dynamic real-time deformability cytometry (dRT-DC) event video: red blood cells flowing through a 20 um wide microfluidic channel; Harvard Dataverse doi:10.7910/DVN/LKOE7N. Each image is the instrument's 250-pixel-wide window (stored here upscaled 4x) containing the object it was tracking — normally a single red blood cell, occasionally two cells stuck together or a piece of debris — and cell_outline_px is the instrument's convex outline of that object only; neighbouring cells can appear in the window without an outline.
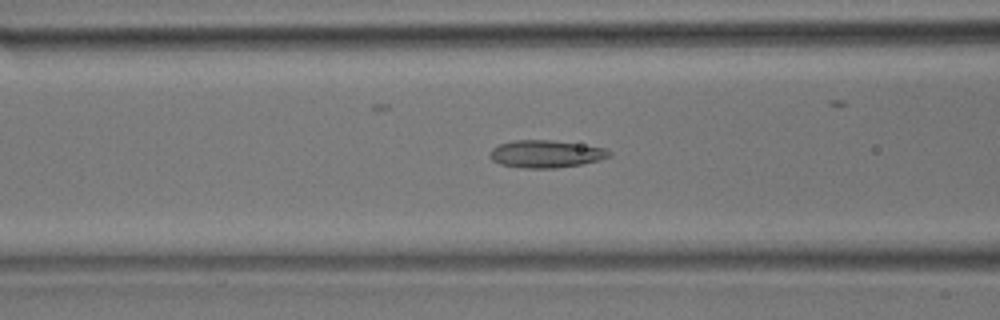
{"species": "common noctule bat (a hibernating species)", "species_latin": "Nyctalus noctula", "temperature_condition": "room temperature", "stored_images_in_passage": 33, "camera_frame_rate_fps": 3000, "um_per_image_px": 0.085, "animal": {"sex": "male", "body_mass_g": 17.9}, "frame": {"image": 1, "passage_image": 8, "time_ms": 2.333, "image_size_px": [1000, 320], "cell_outline_px": [[612, 156], [580, 164], [556, 168], [524, 168], [500, 164], [492, 160], [488, 156], [492, 148], [500, 144], [516, 140], [552, 140], [604, 148], [612, 152]], "centroid_in_image_um": [46.37, 13.08], "position_along_channel_um": 120.2, "area_um2": 18.9}}
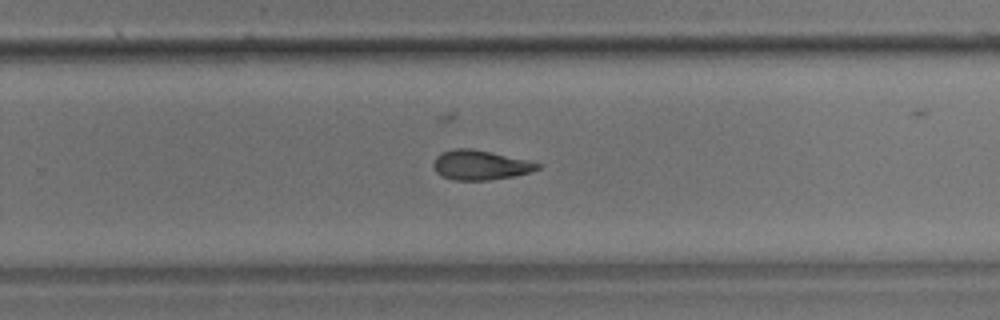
{"frame": {"image": 2, "passage_image": 18, "time_ms": 5.667, "image_size_px": [1000, 320], "cell_outline_px": [[540, 168], [528, 172], [512, 176], [488, 180], [452, 180], [436, 172], [432, 164], [436, 156], [444, 152], [456, 148], [472, 148], [528, 160], [540, 164]], "centroid_in_image_um": [40.79, 14.02], "position_along_channel_um": 289.0, "area_um2": 17.74}}
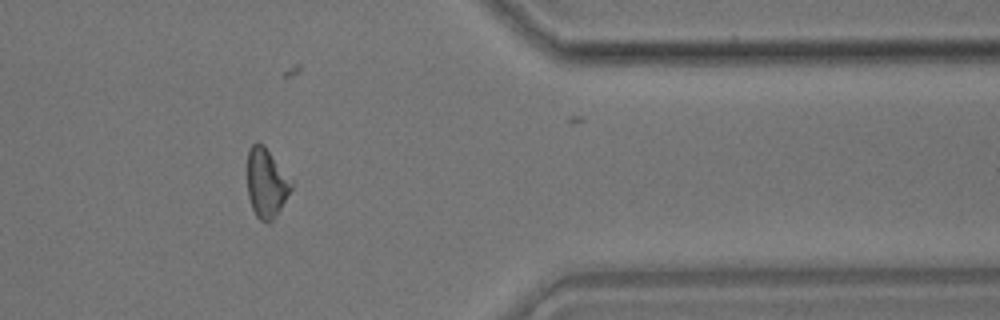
{"frame": {"image": 3, "passage_image": 25, "time_ms": 8.0, "image_size_px": [1000, 320], "cell_outline_px": [[296, 180], [292, 188], [276, 216], [268, 224], [260, 220], [256, 216], [252, 208], [248, 196], [248, 148], [252, 144], [264, 144]], "centroid_in_image_um": [22.7, 15.53], "position_along_channel_um": 388.7, "area_um2": 18.32}}